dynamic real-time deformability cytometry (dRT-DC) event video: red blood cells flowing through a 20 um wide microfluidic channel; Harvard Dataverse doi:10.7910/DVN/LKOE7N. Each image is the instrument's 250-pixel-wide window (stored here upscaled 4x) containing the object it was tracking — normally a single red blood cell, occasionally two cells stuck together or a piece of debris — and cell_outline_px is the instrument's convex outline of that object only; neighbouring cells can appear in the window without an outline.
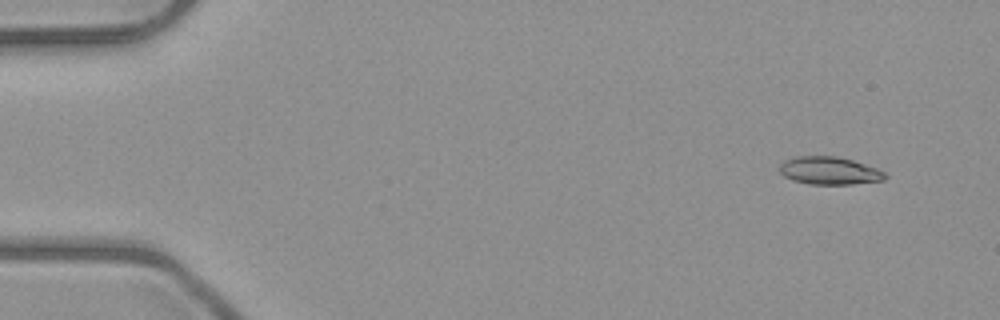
{"species": "common noctule bat (a hibernating species)", "species_latin": "Nyctalus noctula", "temperature_condition": "room temperature", "stored_images_in_passage": 5, "camera_frame_rate_fps": 3000, "um_per_image_px": 0.085, "animal": {"sex": "male", "body_mass_g": 23.1, "forearm_length_mm": 52.7}, "frame": {"image": 1, "passage_image": 1, "time_ms": 0.0, "image_size_px": [1000, 320], "cell_outline_px": [[888, 176], [884, 180], [852, 184], [808, 184], [792, 180], [784, 176], [780, 172], [780, 164], [784, 160], [792, 156], [836, 156], [852, 160], [876, 168], [884, 172]], "centroid_in_image_um": [70.47, 14.5], "position_along_channel_um": 14.5, "area_um2": 17.11}}
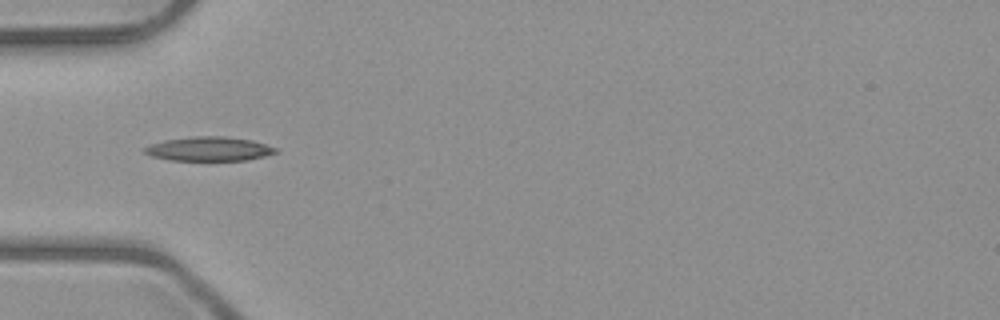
{"frame": {"image": 2, "passage_image": 4, "time_ms": 4.333, "image_size_px": [1000, 320], "cell_outline_px": [[280, 152], [264, 156], [244, 160], [168, 160], [152, 156], [144, 152], [144, 148], [152, 144], [164, 140], [196, 136], [224, 136], [252, 140], [280, 148]], "centroid_in_image_um": [17.83, 12.65], "position_along_channel_um": 67.2, "area_um2": 18.44}}
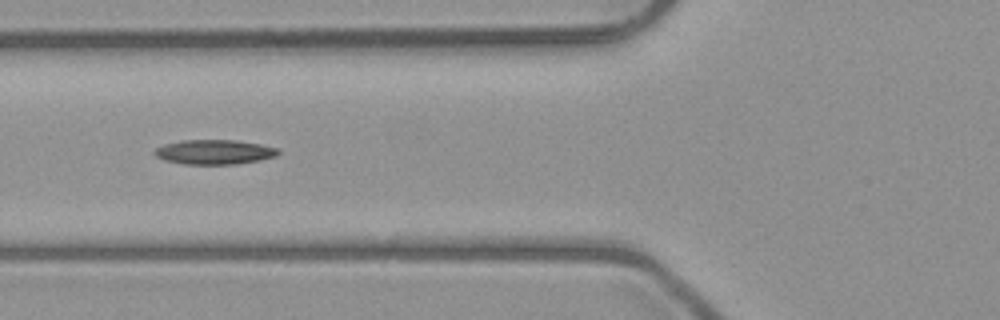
{"frame": {"image": 3, "passage_image": 5, "time_ms": 5.333, "image_size_px": [1000, 320], "cell_outline_px": [[280, 152], [276, 156], [260, 160], [236, 164], [184, 164], [164, 160], [156, 156], [152, 152], [156, 148], [164, 144], [180, 140], [236, 140], [260, 144], [280, 148]], "centroid_in_image_um": [18.22, 12.91], "position_along_channel_um": 107.6, "area_um2": 17.86}}